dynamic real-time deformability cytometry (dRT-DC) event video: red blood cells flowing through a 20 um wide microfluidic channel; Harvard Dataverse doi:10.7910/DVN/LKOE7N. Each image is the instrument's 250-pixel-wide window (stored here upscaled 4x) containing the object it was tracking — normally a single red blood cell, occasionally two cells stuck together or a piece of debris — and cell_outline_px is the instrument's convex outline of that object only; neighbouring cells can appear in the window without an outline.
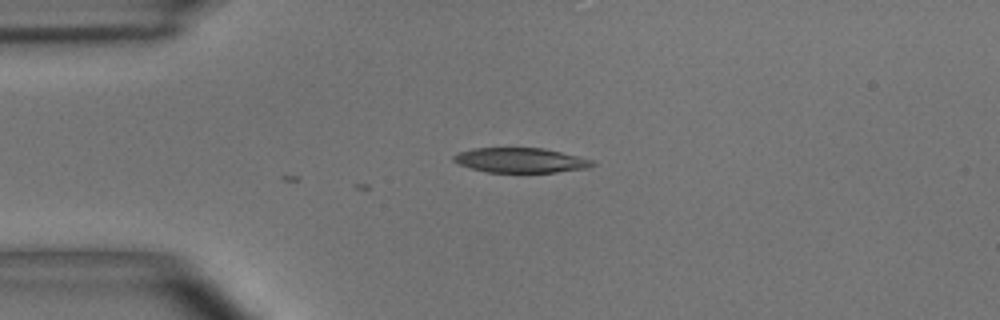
{"species": "common noctule bat (a hibernating species)", "species_latin": "Nyctalus noctula", "temperature_condition": "room temperature", "stored_images_in_passage": 3, "camera_frame_rate_fps": 3000, "um_per_image_px": 0.085, "animal": {"sex": "male", "body_mass_g": 15.6}, "frame": {"image": 1, "passage_image": 3, "time_ms": 0.667, "image_size_px": [1000, 320], "cell_outline_px": [[596, 164], [588, 168], [556, 172], [488, 172], [472, 168], [460, 164], [452, 160], [452, 156], [460, 152], [472, 148], [544, 148], [592, 160]], "centroid_in_image_um": [44.24, 13.62], "position_along_channel_um": 40.8, "area_um2": 19.83}}